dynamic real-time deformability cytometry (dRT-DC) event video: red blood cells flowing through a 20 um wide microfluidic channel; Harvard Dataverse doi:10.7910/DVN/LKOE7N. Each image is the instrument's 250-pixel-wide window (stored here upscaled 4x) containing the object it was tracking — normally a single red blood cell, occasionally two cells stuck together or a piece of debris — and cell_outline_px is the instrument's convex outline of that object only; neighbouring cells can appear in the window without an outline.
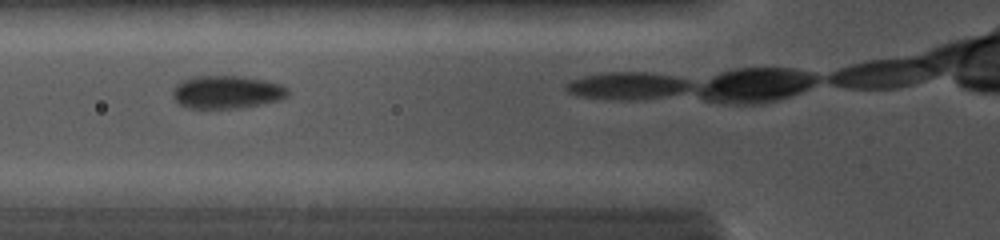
{"species": "common noctule bat (a hibernating species)", "species_latin": "Nyctalus noctula", "temperature_condition": "cold", "stored_images_in_passage": 15, "camera_frame_rate_fps": 5000, "um_per_image_px": 0.085, "animal": {"sex": "female", "body_mass_g": 19.0, "forearm_length_mm": 56.7}, "frame": {"image": 1, "passage_image": 3, "time_ms": 1.0, "image_size_px": [1000, 240], "cell_outline_px": [[288, 96], [280, 100], [240, 108], [188, 108], [180, 104], [172, 96], [172, 88], [180, 80], [196, 76], [240, 76], [264, 80], [280, 84], [288, 88]], "centroid_in_image_um": [19.25, 7.82], "position_along_channel_um": 106.5, "area_um2": 22.2}}